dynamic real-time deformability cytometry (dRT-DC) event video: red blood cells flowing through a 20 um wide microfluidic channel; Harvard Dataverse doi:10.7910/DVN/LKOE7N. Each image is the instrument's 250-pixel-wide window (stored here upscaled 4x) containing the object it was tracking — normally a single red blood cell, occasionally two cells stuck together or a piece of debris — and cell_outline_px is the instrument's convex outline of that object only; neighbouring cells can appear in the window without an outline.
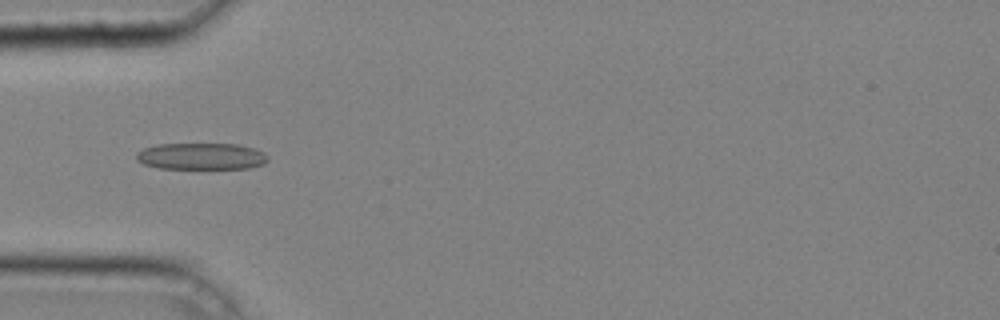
{"species": "common noctule bat (a hibernating species)", "species_latin": "Nyctalus noctula", "temperature_condition": "cold", "stored_images_in_passage": 23, "camera_frame_rate_fps": 3000, "um_per_image_px": 0.085, "animal": {"sex": "male", "body_mass_g": 20.4}, "frame": {"image": 1, "passage_image": 11, "time_ms": 3.333, "image_size_px": [1000, 320], "cell_outline_px": [[268, 160], [264, 164], [248, 168], [160, 168], [144, 164], [136, 160], [136, 152], [144, 148], [160, 144], [236, 144], [252, 148], [264, 152], [268, 156]], "centroid_in_image_um": [17.11, 13.28], "position_along_channel_um": 67.9, "area_um2": 20.29}}
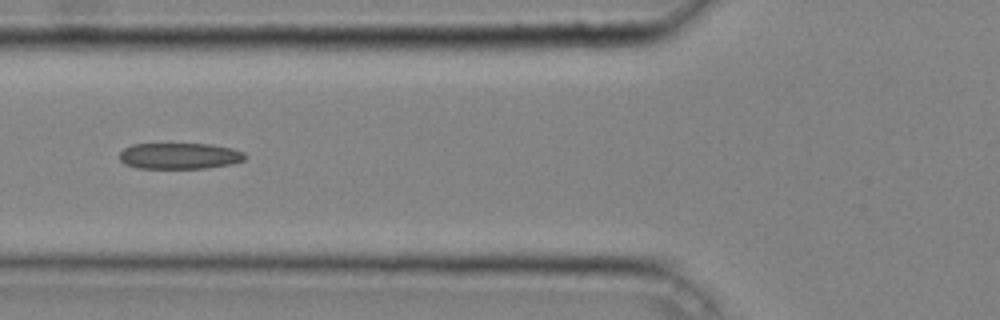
{"frame": {"image": 2, "passage_image": 14, "time_ms": 4.333, "image_size_px": [1000, 320], "cell_outline_px": [[248, 156], [244, 160], [232, 164], [208, 168], [136, 168], [124, 164], [120, 160], [120, 152], [124, 148], [132, 144], [212, 144], [232, 148], [244, 152]], "centroid_in_image_um": [15.28, 13.25], "position_along_channel_um": 110.5, "area_um2": 19.31}}